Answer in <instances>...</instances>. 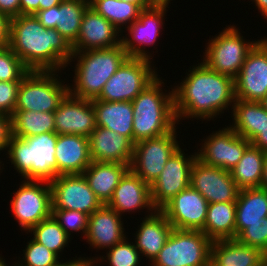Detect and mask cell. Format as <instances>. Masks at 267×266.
I'll return each mask as SVG.
<instances>
[{"instance_id":"6da1fadb","label":"cell","mask_w":267,"mask_h":266,"mask_svg":"<svg viewBox=\"0 0 267 266\" xmlns=\"http://www.w3.org/2000/svg\"><path fill=\"white\" fill-rule=\"evenodd\" d=\"M189 67L184 79L173 86L177 122L197 119L210 121L235 103L234 79L209 68L203 61ZM192 67V68H191ZM230 106V107H229ZM218 115V116H217Z\"/></svg>"},{"instance_id":"7a4b0ae2","label":"cell","mask_w":267,"mask_h":266,"mask_svg":"<svg viewBox=\"0 0 267 266\" xmlns=\"http://www.w3.org/2000/svg\"><path fill=\"white\" fill-rule=\"evenodd\" d=\"M8 46L30 71H62L73 55L68 41L34 14L10 19Z\"/></svg>"},{"instance_id":"3957f363","label":"cell","mask_w":267,"mask_h":266,"mask_svg":"<svg viewBox=\"0 0 267 266\" xmlns=\"http://www.w3.org/2000/svg\"><path fill=\"white\" fill-rule=\"evenodd\" d=\"M161 79L159 75L132 101L133 144L165 135L178 125L174 111L173 88L167 92L163 88L164 78Z\"/></svg>"},{"instance_id":"277c9868","label":"cell","mask_w":267,"mask_h":266,"mask_svg":"<svg viewBox=\"0 0 267 266\" xmlns=\"http://www.w3.org/2000/svg\"><path fill=\"white\" fill-rule=\"evenodd\" d=\"M128 57L123 44L107 49L73 52L67 63L68 67L72 61L76 62L72 77L74 83H69V93L80 99H96L109 78Z\"/></svg>"},{"instance_id":"5b68a950","label":"cell","mask_w":267,"mask_h":266,"mask_svg":"<svg viewBox=\"0 0 267 266\" xmlns=\"http://www.w3.org/2000/svg\"><path fill=\"white\" fill-rule=\"evenodd\" d=\"M57 139L55 132L26 138L12 136L5 154L7 161L24 180L51 182L57 177Z\"/></svg>"},{"instance_id":"8992f818","label":"cell","mask_w":267,"mask_h":266,"mask_svg":"<svg viewBox=\"0 0 267 266\" xmlns=\"http://www.w3.org/2000/svg\"><path fill=\"white\" fill-rule=\"evenodd\" d=\"M218 33L206 43L202 61L212 70L235 79L248 53L260 39H245L234 24L228 25Z\"/></svg>"},{"instance_id":"52a82bcc","label":"cell","mask_w":267,"mask_h":266,"mask_svg":"<svg viewBox=\"0 0 267 266\" xmlns=\"http://www.w3.org/2000/svg\"><path fill=\"white\" fill-rule=\"evenodd\" d=\"M60 72L29 71L21 80L15 110L54 112L69 92Z\"/></svg>"},{"instance_id":"ba28073f","label":"cell","mask_w":267,"mask_h":266,"mask_svg":"<svg viewBox=\"0 0 267 266\" xmlns=\"http://www.w3.org/2000/svg\"><path fill=\"white\" fill-rule=\"evenodd\" d=\"M202 231L173 229L149 266H210L211 245Z\"/></svg>"},{"instance_id":"9c48e42d","label":"cell","mask_w":267,"mask_h":266,"mask_svg":"<svg viewBox=\"0 0 267 266\" xmlns=\"http://www.w3.org/2000/svg\"><path fill=\"white\" fill-rule=\"evenodd\" d=\"M150 59L128 57L109 78L97 100L132 102L158 76ZM155 67V68H154Z\"/></svg>"},{"instance_id":"30bf717a","label":"cell","mask_w":267,"mask_h":266,"mask_svg":"<svg viewBox=\"0 0 267 266\" xmlns=\"http://www.w3.org/2000/svg\"><path fill=\"white\" fill-rule=\"evenodd\" d=\"M10 210L19 227L27 233L52 215L51 187L47 181L22 180L12 194Z\"/></svg>"},{"instance_id":"8fae6325","label":"cell","mask_w":267,"mask_h":266,"mask_svg":"<svg viewBox=\"0 0 267 266\" xmlns=\"http://www.w3.org/2000/svg\"><path fill=\"white\" fill-rule=\"evenodd\" d=\"M176 126L165 135L138 141L134 144L129 169L149 186L154 183L169 158L181 146L177 140Z\"/></svg>"},{"instance_id":"7c38bea8","label":"cell","mask_w":267,"mask_h":266,"mask_svg":"<svg viewBox=\"0 0 267 266\" xmlns=\"http://www.w3.org/2000/svg\"><path fill=\"white\" fill-rule=\"evenodd\" d=\"M167 8H170L169 4H153L143 9L138 20L126 29L127 32L124 31L127 34H122V44L129 57L153 60V55L146 48L155 45L159 39Z\"/></svg>"},{"instance_id":"4fadbf2b","label":"cell","mask_w":267,"mask_h":266,"mask_svg":"<svg viewBox=\"0 0 267 266\" xmlns=\"http://www.w3.org/2000/svg\"><path fill=\"white\" fill-rule=\"evenodd\" d=\"M209 134L197 149V159L206 165L228 171L238 163L251 144L228 126Z\"/></svg>"},{"instance_id":"5bb4252c","label":"cell","mask_w":267,"mask_h":266,"mask_svg":"<svg viewBox=\"0 0 267 266\" xmlns=\"http://www.w3.org/2000/svg\"><path fill=\"white\" fill-rule=\"evenodd\" d=\"M196 158V151L188 155L181 147L169 158L163 171L150 185L151 200L157 210L190 186L191 168Z\"/></svg>"},{"instance_id":"9a60e30c","label":"cell","mask_w":267,"mask_h":266,"mask_svg":"<svg viewBox=\"0 0 267 266\" xmlns=\"http://www.w3.org/2000/svg\"><path fill=\"white\" fill-rule=\"evenodd\" d=\"M49 184L52 209L75 210L89 216L102 206L83 174L58 175Z\"/></svg>"},{"instance_id":"2e32d148","label":"cell","mask_w":267,"mask_h":266,"mask_svg":"<svg viewBox=\"0 0 267 266\" xmlns=\"http://www.w3.org/2000/svg\"><path fill=\"white\" fill-rule=\"evenodd\" d=\"M235 98L260 102L267 95V46L260 40L234 79Z\"/></svg>"},{"instance_id":"e0dca14e","label":"cell","mask_w":267,"mask_h":266,"mask_svg":"<svg viewBox=\"0 0 267 266\" xmlns=\"http://www.w3.org/2000/svg\"><path fill=\"white\" fill-rule=\"evenodd\" d=\"M190 186L199 191L209 204L236 202L240 191L230 171L206 165L197 158L191 168Z\"/></svg>"},{"instance_id":"ac0fdd59","label":"cell","mask_w":267,"mask_h":266,"mask_svg":"<svg viewBox=\"0 0 267 266\" xmlns=\"http://www.w3.org/2000/svg\"><path fill=\"white\" fill-rule=\"evenodd\" d=\"M208 202L191 186L175 195L160 211L173 229L202 231L206 222Z\"/></svg>"},{"instance_id":"d6986e66","label":"cell","mask_w":267,"mask_h":266,"mask_svg":"<svg viewBox=\"0 0 267 266\" xmlns=\"http://www.w3.org/2000/svg\"><path fill=\"white\" fill-rule=\"evenodd\" d=\"M55 133L90 137L96 128L92 100L80 99L69 92L54 111Z\"/></svg>"},{"instance_id":"ffe728a7","label":"cell","mask_w":267,"mask_h":266,"mask_svg":"<svg viewBox=\"0 0 267 266\" xmlns=\"http://www.w3.org/2000/svg\"><path fill=\"white\" fill-rule=\"evenodd\" d=\"M123 33L90 6L85 10L73 52L107 49L122 44Z\"/></svg>"},{"instance_id":"44dd1931","label":"cell","mask_w":267,"mask_h":266,"mask_svg":"<svg viewBox=\"0 0 267 266\" xmlns=\"http://www.w3.org/2000/svg\"><path fill=\"white\" fill-rule=\"evenodd\" d=\"M108 207L115 210L121 216L125 212L128 214L140 212L146 209L148 215L154 213L157 209L151 200L150 186L140 177L134 174L130 169L121 178L119 184L114 189L112 198L107 204Z\"/></svg>"},{"instance_id":"7402d4cb","label":"cell","mask_w":267,"mask_h":266,"mask_svg":"<svg viewBox=\"0 0 267 266\" xmlns=\"http://www.w3.org/2000/svg\"><path fill=\"white\" fill-rule=\"evenodd\" d=\"M122 216L107 205H102L88 217L87 231L84 236L89 248L94 250L113 247L126 238Z\"/></svg>"},{"instance_id":"603a6c76","label":"cell","mask_w":267,"mask_h":266,"mask_svg":"<svg viewBox=\"0 0 267 266\" xmlns=\"http://www.w3.org/2000/svg\"><path fill=\"white\" fill-rule=\"evenodd\" d=\"M92 161L131 164L134 144L125 136L96 126L89 137Z\"/></svg>"},{"instance_id":"cb8c5ba5","label":"cell","mask_w":267,"mask_h":266,"mask_svg":"<svg viewBox=\"0 0 267 266\" xmlns=\"http://www.w3.org/2000/svg\"><path fill=\"white\" fill-rule=\"evenodd\" d=\"M57 176L82 174L92 163L89 138L82 135H58L55 146Z\"/></svg>"},{"instance_id":"d4e9b609","label":"cell","mask_w":267,"mask_h":266,"mask_svg":"<svg viewBox=\"0 0 267 266\" xmlns=\"http://www.w3.org/2000/svg\"><path fill=\"white\" fill-rule=\"evenodd\" d=\"M144 216L143 219L141 218L142 222L137 227L136 233H134V244L141 257H146L145 259H148L149 264L165 245L173 226L160 210Z\"/></svg>"},{"instance_id":"484cf974","label":"cell","mask_w":267,"mask_h":266,"mask_svg":"<svg viewBox=\"0 0 267 266\" xmlns=\"http://www.w3.org/2000/svg\"><path fill=\"white\" fill-rule=\"evenodd\" d=\"M265 260L267 254L261 249L237 239L215 240L211 245L210 266H260Z\"/></svg>"},{"instance_id":"4316f807","label":"cell","mask_w":267,"mask_h":266,"mask_svg":"<svg viewBox=\"0 0 267 266\" xmlns=\"http://www.w3.org/2000/svg\"><path fill=\"white\" fill-rule=\"evenodd\" d=\"M129 166L123 163L92 161L82 174L101 204L107 205Z\"/></svg>"},{"instance_id":"83f0119b","label":"cell","mask_w":267,"mask_h":266,"mask_svg":"<svg viewBox=\"0 0 267 266\" xmlns=\"http://www.w3.org/2000/svg\"><path fill=\"white\" fill-rule=\"evenodd\" d=\"M96 126L112 130L133 143V105L129 101L92 100Z\"/></svg>"},{"instance_id":"f1b7e54d","label":"cell","mask_w":267,"mask_h":266,"mask_svg":"<svg viewBox=\"0 0 267 266\" xmlns=\"http://www.w3.org/2000/svg\"><path fill=\"white\" fill-rule=\"evenodd\" d=\"M230 113L233 120L228 126L249 142L267 123V110L261 102L235 99Z\"/></svg>"},{"instance_id":"f546056e","label":"cell","mask_w":267,"mask_h":266,"mask_svg":"<svg viewBox=\"0 0 267 266\" xmlns=\"http://www.w3.org/2000/svg\"><path fill=\"white\" fill-rule=\"evenodd\" d=\"M267 217V189H241L236 200L235 239L248 227V224Z\"/></svg>"},{"instance_id":"4dcf8cb0","label":"cell","mask_w":267,"mask_h":266,"mask_svg":"<svg viewBox=\"0 0 267 266\" xmlns=\"http://www.w3.org/2000/svg\"><path fill=\"white\" fill-rule=\"evenodd\" d=\"M236 202L208 204L202 232L212 241L235 239Z\"/></svg>"},{"instance_id":"1f68e13d","label":"cell","mask_w":267,"mask_h":266,"mask_svg":"<svg viewBox=\"0 0 267 266\" xmlns=\"http://www.w3.org/2000/svg\"><path fill=\"white\" fill-rule=\"evenodd\" d=\"M265 151L250 144L242 158L230 170L232 179L241 189L261 187Z\"/></svg>"},{"instance_id":"d6a6232c","label":"cell","mask_w":267,"mask_h":266,"mask_svg":"<svg viewBox=\"0 0 267 266\" xmlns=\"http://www.w3.org/2000/svg\"><path fill=\"white\" fill-rule=\"evenodd\" d=\"M12 117V136L26 138L55 132L54 112L15 110Z\"/></svg>"},{"instance_id":"836d02e7","label":"cell","mask_w":267,"mask_h":266,"mask_svg":"<svg viewBox=\"0 0 267 266\" xmlns=\"http://www.w3.org/2000/svg\"><path fill=\"white\" fill-rule=\"evenodd\" d=\"M89 0H63L56 5V30L72 46L79 34L83 14Z\"/></svg>"},{"instance_id":"e575fe53","label":"cell","mask_w":267,"mask_h":266,"mask_svg":"<svg viewBox=\"0 0 267 266\" xmlns=\"http://www.w3.org/2000/svg\"><path fill=\"white\" fill-rule=\"evenodd\" d=\"M89 6L112 23L121 33L138 20L143 10L139 5L120 0H89Z\"/></svg>"},{"instance_id":"d590c367","label":"cell","mask_w":267,"mask_h":266,"mask_svg":"<svg viewBox=\"0 0 267 266\" xmlns=\"http://www.w3.org/2000/svg\"><path fill=\"white\" fill-rule=\"evenodd\" d=\"M33 233V239L59 257L71 241L53 215L33 226L26 234Z\"/></svg>"},{"instance_id":"8d00e7d4","label":"cell","mask_w":267,"mask_h":266,"mask_svg":"<svg viewBox=\"0 0 267 266\" xmlns=\"http://www.w3.org/2000/svg\"><path fill=\"white\" fill-rule=\"evenodd\" d=\"M128 236L124 238L118 244L113 247L108 248L106 251V256L97 255L96 258L86 257L85 260L90 264V266L103 265V263H108V266H140L142 262V257L140 252L136 249L135 244L128 241ZM101 262V264H100Z\"/></svg>"},{"instance_id":"74e56055","label":"cell","mask_w":267,"mask_h":266,"mask_svg":"<svg viewBox=\"0 0 267 266\" xmlns=\"http://www.w3.org/2000/svg\"><path fill=\"white\" fill-rule=\"evenodd\" d=\"M21 256L23 257L22 261L19 258V261L16 260L18 266H56L62 261L57 254L36 242L33 238L27 241L26 248Z\"/></svg>"},{"instance_id":"f35d334b","label":"cell","mask_w":267,"mask_h":266,"mask_svg":"<svg viewBox=\"0 0 267 266\" xmlns=\"http://www.w3.org/2000/svg\"><path fill=\"white\" fill-rule=\"evenodd\" d=\"M29 71L9 46L0 48V81H21Z\"/></svg>"},{"instance_id":"ab89813d","label":"cell","mask_w":267,"mask_h":266,"mask_svg":"<svg viewBox=\"0 0 267 266\" xmlns=\"http://www.w3.org/2000/svg\"><path fill=\"white\" fill-rule=\"evenodd\" d=\"M52 215L70 238L71 232H80L84 238L89 217L87 214L75 210L52 209Z\"/></svg>"},{"instance_id":"60d3db41","label":"cell","mask_w":267,"mask_h":266,"mask_svg":"<svg viewBox=\"0 0 267 266\" xmlns=\"http://www.w3.org/2000/svg\"><path fill=\"white\" fill-rule=\"evenodd\" d=\"M240 243L261 249L267 254V217L248 224V227L236 238Z\"/></svg>"},{"instance_id":"b9f144b4","label":"cell","mask_w":267,"mask_h":266,"mask_svg":"<svg viewBox=\"0 0 267 266\" xmlns=\"http://www.w3.org/2000/svg\"><path fill=\"white\" fill-rule=\"evenodd\" d=\"M21 81H0V113L12 116Z\"/></svg>"},{"instance_id":"7bdbcfd3","label":"cell","mask_w":267,"mask_h":266,"mask_svg":"<svg viewBox=\"0 0 267 266\" xmlns=\"http://www.w3.org/2000/svg\"><path fill=\"white\" fill-rule=\"evenodd\" d=\"M11 137H12V117L10 115L0 113V154L3 151L4 152L7 151ZM1 161L2 160H0V173L3 172L1 170L5 169L4 167H2L4 166V163H2Z\"/></svg>"},{"instance_id":"ee69618b","label":"cell","mask_w":267,"mask_h":266,"mask_svg":"<svg viewBox=\"0 0 267 266\" xmlns=\"http://www.w3.org/2000/svg\"><path fill=\"white\" fill-rule=\"evenodd\" d=\"M35 16L39 19L43 27L56 29V6L45 10H39Z\"/></svg>"},{"instance_id":"f6af8a7d","label":"cell","mask_w":267,"mask_h":266,"mask_svg":"<svg viewBox=\"0 0 267 266\" xmlns=\"http://www.w3.org/2000/svg\"><path fill=\"white\" fill-rule=\"evenodd\" d=\"M0 13L9 19L20 15V0H0Z\"/></svg>"},{"instance_id":"bcb514c9","label":"cell","mask_w":267,"mask_h":266,"mask_svg":"<svg viewBox=\"0 0 267 266\" xmlns=\"http://www.w3.org/2000/svg\"><path fill=\"white\" fill-rule=\"evenodd\" d=\"M9 23L10 19L0 13V48L7 47L9 44Z\"/></svg>"},{"instance_id":"7dc6e473","label":"cell","mask_w":267,"mask_h":266,"mask_svg":"<svg viewBox=\"0 0 267 266\" xmlns=\"http://www.w3.org/2000/svg\"><path fill=\"white\" fill-rule=\"evenodd\" d=\"M38 11L39 0H20V15H35Z\"/></svg>"},{"instance_id":"c3c4849f","label":"cell","mask_w":267,"mask_h":266,"mask_svg":"<svg viewBox=\"0 0 267 266\" xmlns=\"http://www.w3.org/2000/svg\"><path fill=\"white\" fill-rule=\"evenodd\" d=\"M250 143L253 146L260 148L262 151H267V123Z\"/></svg>"},{"instance_id":"681fc988","label":"cell","mask_w":267,"mask_h":266,"mask_svg":"<svg viewBox=\"0 0 267 266\" xmlns=\"http://www.w3.org/2000/svg\"><path fill=\"white\" fill-rule=\"evenodd\" d=\"M56 266H90V264L85 260V257H76L73 259H68L67 261H60Z\"/></svg>"},{"instance_id":"f907efd6","label":"cell","mask_w":267,"mask_h":266,"mask_svg":"<svg viewBox=\"0 0 267 266\" xmlns=\"http://www.w3.org/2000/svg\"><path fill=\"white\" fill-rule=\"evenodd\" d=\"M252 3L255 4V7H257L258 12L261 14V16H264V18L267 20V0H250ZM267 22V21H266Z\"/></svg>"},{"instance_id":"816d5d0a","label":"cell","mask_w":267,"mask_h":266,"mask_svg":"<svg viewBox=\"0 0 267 266\" xmlns=\"http://www.w3.org/2000/svg\"><path fill=\"white\" fill-rule=\"evenodd\" d=\"M63 0H39V10L49 9L59 5Z\"/></svg>"},{"instance_id":"f5cc1de1","label":"cell","mask_w":267,"mask_h":266,"mask_svg":"<svg viewBox=\"0 0 267 266\" xmlns=\"http://www.w3.org/2000/svg\"><path fill=\"white\" fill-rule=\"evenodd\" d=\"M120 1L139 5L142 9H146L154 4L151 0H120Z\"/></svg>"},{"instance_id":"db71d44e","label":"cell","mask_w":267,"mask_h":266,"mask_svg":"<svg viewBox=\"0 0 267 266\" xmlns=\"http://www.w3.org/2000/svg\"><path fill=\"white\" fill-rule=\"evenodd\" d=\"M261 188L267 189V151L265 152V160L263 167V176L261 180Z\"/></svg>"},{"instance_id":"11a10c76","label":"cell","mask_w":267,"mask_h":266,"mask_svg":"<svg viewBox=\"0 0 267 266\" xmlns=\"http://www.w3.org/2000/svg\"><path fill=\"white\" fill-rule=\"evenodd\" d=\"M3 259H4L3 256L0 255V266H9V264L5 263L7 261L5 259L4 260ZM13 263L14 264H12L11 266H18L16 261H14Z\"/></svg>"},{"instance_id":"9f6ffc18","label":"cell","mask_w":267,"mask_h":266,"mask_svg":"<svg viewBox=\"0 0 267 266\" xmlns=\"http://www.w3.org/2000/svg\"><path fill=\"white\" fill-rule=\"evenodd\" d=\"M154 4H171L172 0H151Z\"/></svg>"},{"instance_id":"6f0895ef","label":"cell","mask_w":267,"mask_h":266,"mask_svg":"<svg viewBox=\"0 0 267 266\" xmlns=\"http://www.w3.org/2000/svg\"><path fill=\"white\" fill-rule=\"evenodd\" d=\"M264 108L267 110V95L260 101Z\"/></svg>"},{"instance_id":"680465c9","label":"cell","mask_w":267,"mask_h":266,"mask_svg":"<svg viewBox=\"0 0 267 266\" xmlns=\"http://www.w3.org/2000/svg\"><path fill=\"white\" fill-rule=\"evenodd\" d=\"M260 38H261L260 40L267 46V37L265 36L262 38L261 36Z\"/></svg>"},{"instance_id":"91938a15","label":"cell","mask_w":267,"mask_h":266,"mask_svg":"<svg viewBox=\"0 0 267 266\" xmlns=\"http://www.w3.org/2000/svg\"><path fill=\"white\" fill-rule=\"evenodd\" d=\"M260 266H267V260H265Z\"/></svg>"}]
</instances>
